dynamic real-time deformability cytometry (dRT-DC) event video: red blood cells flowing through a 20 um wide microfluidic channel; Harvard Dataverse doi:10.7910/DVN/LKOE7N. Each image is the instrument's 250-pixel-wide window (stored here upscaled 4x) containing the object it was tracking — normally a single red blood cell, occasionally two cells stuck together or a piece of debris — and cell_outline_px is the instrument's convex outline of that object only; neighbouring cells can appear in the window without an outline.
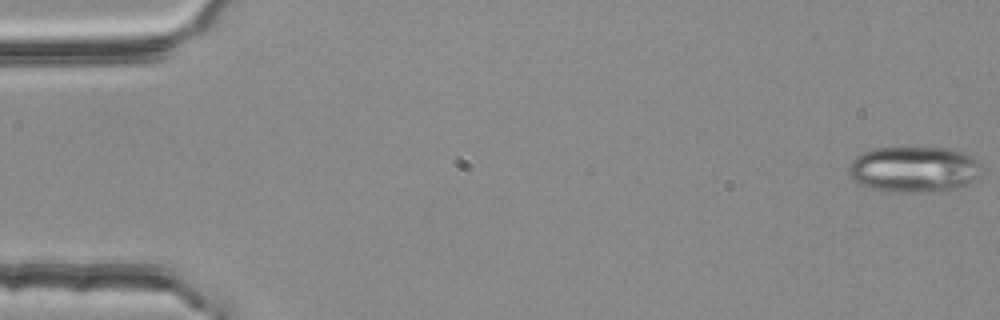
{"species": "common noctule bat (a hibernating species)", "species_latin": "Nyctalus noctula", "temperature_condition": "room temperature", "stored_images_in_passage": 55, "camera_frame_rate_fps": 3000, "um_per_image_px": 0.085, "animal": {"sex": "female", "body_mass_g": 25.1}, "frame": {"image": 1, "passage_image": 1, "time_ms": 0.0, "image_size_px": [1000, 320], "cell_outline_px": [[980, 176], [968, 184], [956, 188], [936, 192], [896, 192], [872, 188], [856, 184], [848, 176], [848, 164], [856, 156], [872, 148], [952, 148], [964, 152], [976, 160], [980, 164]], "centroid_in_image_um": [77.66, 14.4], "position_along_channel_um": 7.3, "area_um2": 35.95}}
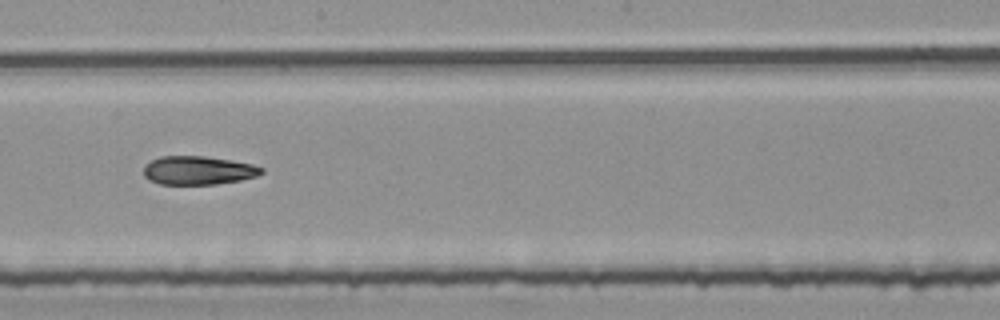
{"frame": {"image": 2, "passage_image": 31, "time_ms": 10.0, "image_size_px": [1000, 320], "cell_outline_px": [[264, 172], [256, 176], [240, 180], [216, 184], [160, 184], [148, 180], [144, 176], [144, 164], [160, 156], [204, 156], [252, 164], [264, 168]], "centroid_in_image_um": [16.82, 14.48], "position_along_channel_um": 231.4, "area_um2": 19.59}}
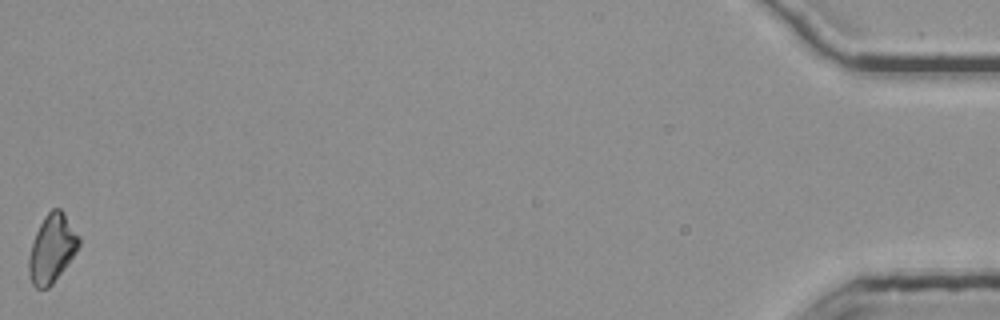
{"frame": {"image": 3, "passage_image": 55, "time_ms": 18.0, "image_size_px": [1000, 320], "cell_outline_px": [[80, 244], [76, 252], [52, 284], [48, 288], [36, 288], [32, 284], [28, 272], [28, 256], [36, 232], [44, 216], [52, 208], [60, 208], [64, 212], [80, 236]], "centroid_in_image_um": [4.42, 21.11], "position_along_channel_um": 430.8, "area_um2": 19.88}}